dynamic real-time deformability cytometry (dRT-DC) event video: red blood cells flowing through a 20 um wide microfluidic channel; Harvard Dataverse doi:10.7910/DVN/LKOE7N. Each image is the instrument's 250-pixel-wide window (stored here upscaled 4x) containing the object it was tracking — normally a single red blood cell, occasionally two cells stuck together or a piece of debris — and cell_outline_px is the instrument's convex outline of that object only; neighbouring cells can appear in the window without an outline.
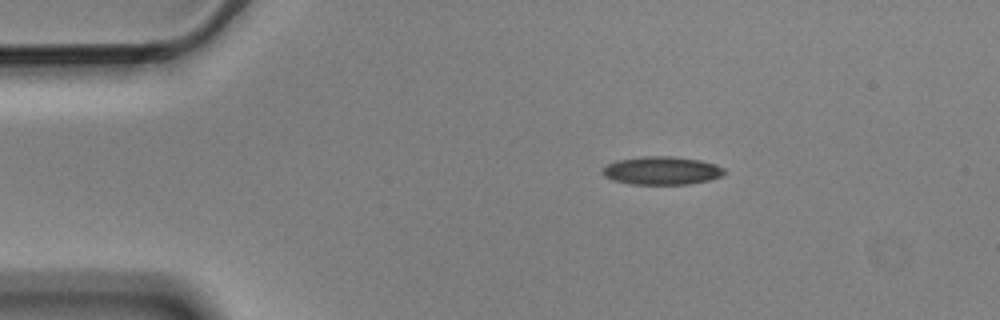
{"species": "Egyptian fruit bat (a non-hibernating species)", "species_latin": "Rousettus aegyptiacus", "temperature_condition": "cold", "stored_images_in_passage": 3, "camera_frame_rate_fps": 3000, "um_per_image_px": 0.085, "animal": {"sex": "male"}, "frame": {"image": 1, "passage_image": 1, "time_ms": 0.0, "image_size_px": [1000, 320], "cell_outline_px": [[724, 172], [720, 176], [708, 180], [688, 184], [632, 184], [612, 180], [604, 176], [600, 172], [608, 164], [616, 160], [644, 156], [672, 156], [700, 160], [716, 164], [724, 168]], "centroid_in_image_um": [56.22, 14.49], "position_along_channel_um": 28.8, "area_um2": 19.94}}
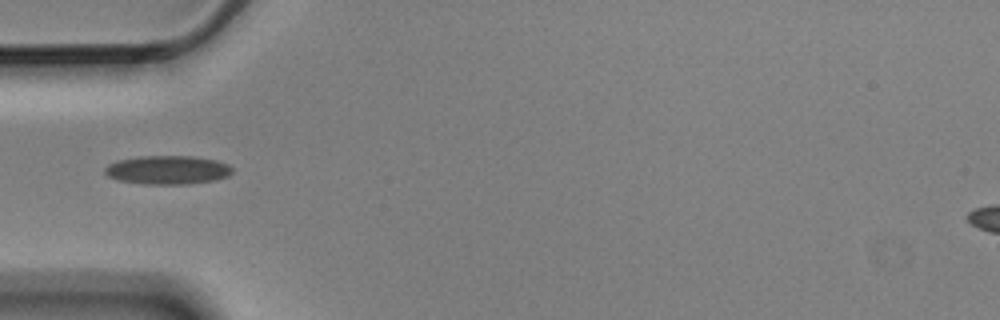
{"frame": {"image": 2, "passage_image": 3, "time_ms": 0.667, "image_size_px": [1000, 320], "cell_outline_px": [[232, 172], [228, 176], [216, 180], [188, 184], [144, 184], [120, 180], [108, 176], [104, 172], [104, 168], [108, 164], [116, 160], [140, 156], [192, 156], [216, 160], [228, 164], [232, 168]], "centroid_in_image_um": [14.24, 14.44], "position_along_channel_um": 70.8, "area_um2": 21.39}}